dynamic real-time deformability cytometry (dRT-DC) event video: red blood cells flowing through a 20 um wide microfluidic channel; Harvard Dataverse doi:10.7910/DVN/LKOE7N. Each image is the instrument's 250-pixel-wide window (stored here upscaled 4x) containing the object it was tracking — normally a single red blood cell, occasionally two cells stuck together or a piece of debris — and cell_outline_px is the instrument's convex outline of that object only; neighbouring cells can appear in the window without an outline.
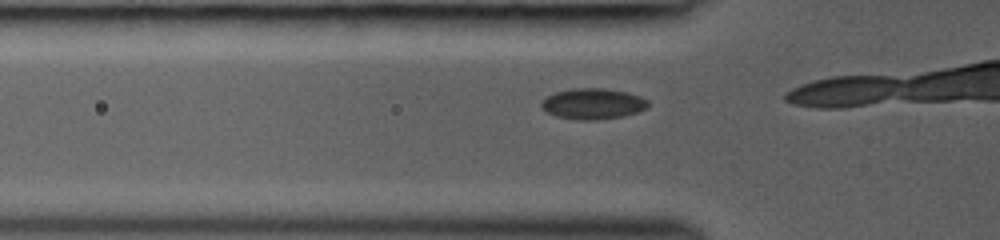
{"species": "common noctule bat (a hibernating species)", "species_latin": "Nyctalus noctula", "temperature_condition": "room temperature", "stored_images_in_passage": 7, "camera_frame_rate_fps": 3000, "um_per_image_px": 0.085, "animal": {"sex": "female", "body_mass_g": 19.0, "forearm_length_mm": 53.3}, "frame": {"image": 1, "passage_image": 4, "time_ms": 1.0, "image_size_px": [1000, 240], "cell_outline_px": [[648, 108], [624, 116], [596, 120], [580, 120], [556, 116], [540, 108], [540, 100], [556, 92], [572, 88], [604, 88], [628, 92], [640, 96], [648, 100]], "centroid_in_image_um": [50.39, 8.81], "position_along_channel_um": 75.4, "area_um2": 19.31}}